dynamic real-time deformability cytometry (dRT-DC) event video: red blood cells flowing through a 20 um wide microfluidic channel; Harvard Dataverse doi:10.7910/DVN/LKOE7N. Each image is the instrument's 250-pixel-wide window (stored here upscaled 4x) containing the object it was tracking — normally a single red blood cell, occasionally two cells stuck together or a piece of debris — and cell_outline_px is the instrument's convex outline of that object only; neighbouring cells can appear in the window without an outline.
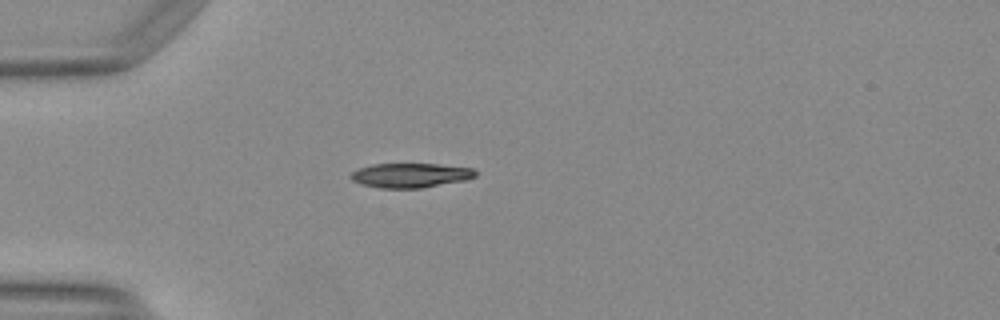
{"species": "Egyptian fruit bat (a non-hibernating species)", "species_latin": "Rousettus aegyptiacus", "temperature_condition": "warm", "stored_images_in_passage": 36, "camera_frame_rate_fps": 3000, "um_per_image_px": 0.085, "animal": {"sex": "female"}, "frame": {"image": 1, "passage_image": 3, "time_ms": 0.667, "image_size_px": [1000, 320], "cell_outline_px": [[476, 176], [464, 180], [420, 188], [380, 188], [360, 184], [352, 180], [348, 176], [352, 172], [360, 168], [372, 164], [436, 164], [472, 168], [476, 172]], "centroid_in_image_um": [34.84, 14.9], "position_along_channel_um": 50.2, "area_um2": 17.63}}
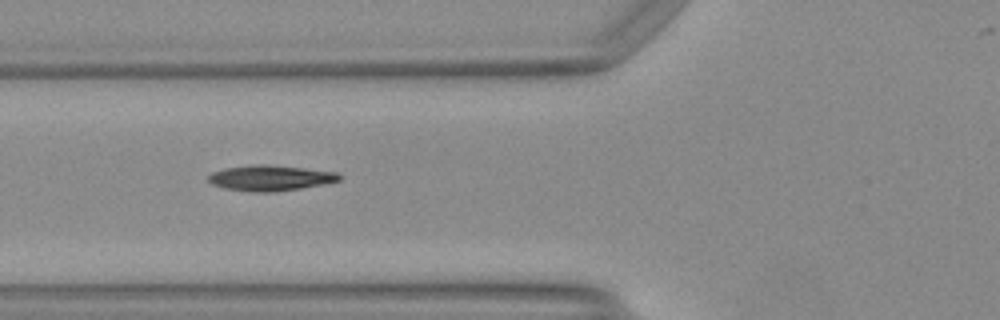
{"frame": {"image": 2, "passage_image": 8, "time_ms": 2.333, "image_size_px": [1000, 320], "cell_outline_px": [[340, 180], [324, 184], [276, 192], [248, 192], [224, 188], [212, 184], [208, 180], [208, 176], [212, 172], [224, 168], [252, 164], [268, 164], [340, 172]], "centroid_in_image_um": [22.97, 15.12], "position_along_channel_um": 102.8, "area_um2": 19.71}}
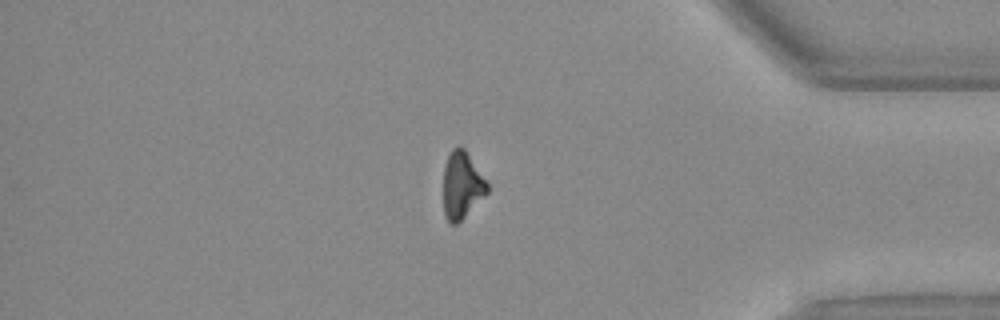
{"frame": {"image": 3, "passage_image": 31, "time_ms": 10.0, "image_size_px": [1000, 320], "cell_outline_px": [[488, 192], [456, 224], [452, 224], [444, 216], [444, 164], [452, 148], [464, 148], [488, 184]], "centroid_in_image_um": [39.24, 15.74], "position_along_channel_um": 396.0, "area_um2": 16.65}}